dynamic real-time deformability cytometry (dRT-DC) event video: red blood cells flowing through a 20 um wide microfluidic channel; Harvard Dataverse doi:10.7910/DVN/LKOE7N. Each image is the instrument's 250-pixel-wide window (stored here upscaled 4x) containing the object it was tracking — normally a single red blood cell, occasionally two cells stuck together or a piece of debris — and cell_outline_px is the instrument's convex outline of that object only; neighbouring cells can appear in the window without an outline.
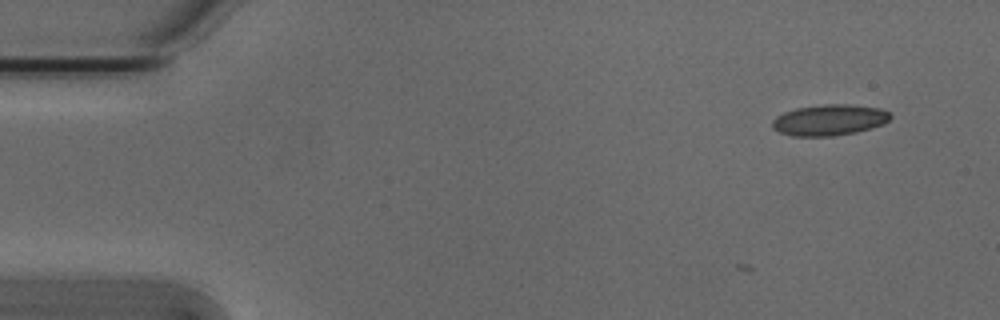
{"species": "Egyptian fruit bat (a non-hibernating species)", "species_latin": "Rousettus aegyptiacus", "temperature_condition": "cold", "stored_images_in_passage": 4, "camera_frame_rate_fps": 3000, "um_per_image_px": 0.085, "animal": {"sex": "male"}, "frame": {"image": 1, "passage_image": 1, "time_ms": 0.0, "image_size_px": [1000, 320], "cell_outline_px": [[892, 116], [884, 124], [856, 132], [832, 136], [792, 136], [780, 132], [772, 128], [772, 120], [776, 116], [784, 112], [796, 108], [824, 104], [848, 104], [880, 108], [888, 112]], "centroid_in_image_um": [70.48, 10.2], "position_along_channel_um": 14.5, "area_um2": 21.33}}